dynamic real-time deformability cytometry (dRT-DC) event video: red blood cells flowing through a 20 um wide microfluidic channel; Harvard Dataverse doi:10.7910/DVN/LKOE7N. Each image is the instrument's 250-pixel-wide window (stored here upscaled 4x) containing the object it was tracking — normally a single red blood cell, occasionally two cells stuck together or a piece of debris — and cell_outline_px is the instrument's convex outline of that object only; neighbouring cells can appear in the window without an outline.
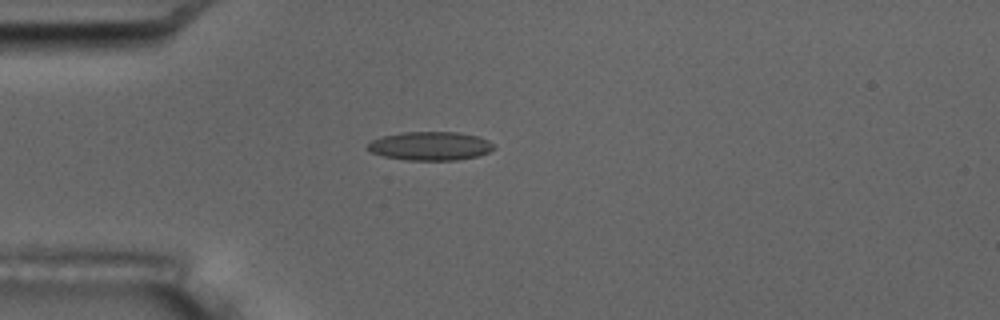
{"species": "common noctule bat (a hibernating species)", "species_latin": "Nyctalus noctula", "temperature_condition": "room temperature", "stored_images_in_passage": 4, "camera_frame_rate_fps": 3000, "um_per_image_px": 0.085, "animal": {"sex": "male", "body_mass_g": 17.5, "forearm_length_mm": 52.3}, "frame": {"image": 1, "passage_image": 4, "time_ms": 3.333, "image_size_px": [1000, 320], "cell_outline_px": [[496, 148], [488, 152], [476, 156], [456, 160], [408, 160], [384, 156], [372, 152], [364, 148], [372, 140], [384, 136], [400, 132], [460, 132], [480, 136], [496, 144]], "centroid_in_image_um": [36.61, 12.4], "position_along_channel_um": 48.4, "area_um2": 21.21}}